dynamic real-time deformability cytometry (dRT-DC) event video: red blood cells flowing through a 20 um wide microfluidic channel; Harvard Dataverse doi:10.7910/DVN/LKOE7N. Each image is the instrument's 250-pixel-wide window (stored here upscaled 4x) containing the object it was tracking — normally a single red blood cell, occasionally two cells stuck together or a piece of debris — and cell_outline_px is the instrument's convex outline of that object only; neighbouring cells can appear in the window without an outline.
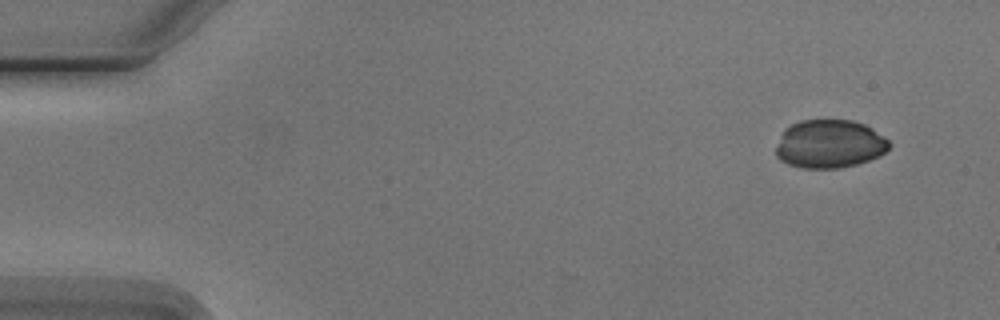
{"species": "Egyptian fruit bat (a non-hibernating species)", "species_latin": "Rousettus aegyptiacus", "temperature_condition": "cold", "stored_images_in_passage": 5, "camera_frame_rate_fps": 3000, "um_per_image_px": 0.085, "animal": {"sex": "male"}, "frame": {"image": 1, "passage_image": 1, "time_ms": 0.0, "image_size_px": [1000, 320], "cell_outline_px": [[892, 144], [880, 156], [856, 164], [840, 168], [800, 168], [788, 164], [780, 160], [776, 156], [776, 148], [784, 128], [800, 120], [852, 120], [864, 124], [872, 128], [888, 140]], "centroid_in_image_um": [70.5, 12.24], "position_along_channel_um": 14.5, "area_um2": 31.96}}
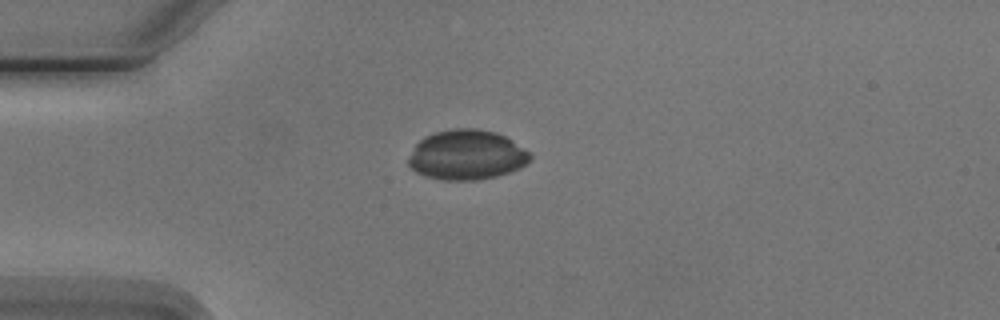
{"frame": {"image": 2, "passage_image": 4, "time_ms": 3.333, "image_size_px": [1000, 320], "cell_outline_px": [[532, 160], [528, 164], [520, 168], [496, 176], [476, 180], [444, 180], [428, 176], [416, 172], [408, 164], [408, 156], [412, 148], [424, 136], [436, 132], [452, 128], [476, 128], [496, 132], [504, 136], [528, 152], [532, 156]], "centroid_in_image_um": [39.65, 13.16], "position_along_channel_um": 45.3, "area_um2": 35.32}}